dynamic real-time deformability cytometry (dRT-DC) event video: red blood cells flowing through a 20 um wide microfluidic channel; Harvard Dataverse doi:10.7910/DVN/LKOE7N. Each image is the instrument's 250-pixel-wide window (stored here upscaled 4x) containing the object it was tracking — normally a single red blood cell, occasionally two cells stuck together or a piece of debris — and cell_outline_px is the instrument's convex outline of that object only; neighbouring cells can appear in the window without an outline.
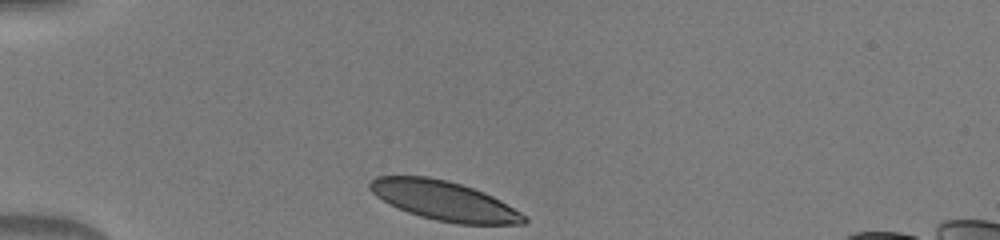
{"species": "human", "species_latin": "Homo sapiens", "temperature_condition": "warm", "stored_images_in_passage": 32, "camera_frame_rate_fps": 3000, "um_per_image_px": 0.085, "donor": {"sex": "male"}, "frame": {"image": 1, "passage_image": 1, "time_ms": 0.0, "image_size_px": [1000, 240], "cell_outline_px": [[528, 220], [524, 224], [456, 224], [436, 220], [420, 216], [408, 212], [388, 204], [376, 196], [368, 188], [368, 184], [376, 176], [428, 176], [448, 180], [484, 192], [500, 200], [520, 212]], "centroid_in_image_um": [37.72, 17.06], "position_along_channel_um": 47.3, "area_um2": 35.26}}
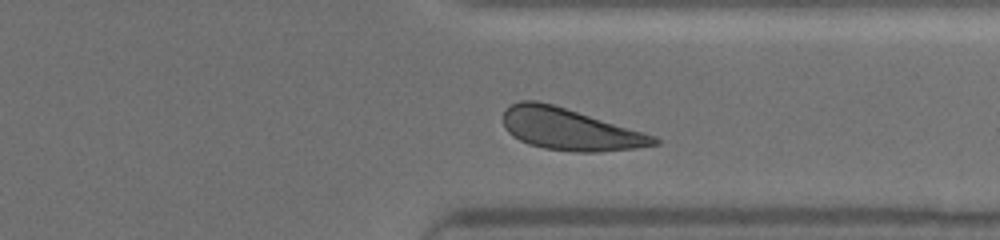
{"frame": {"image": 2, "passage_image": 27, "time_ms": 8.667, "image_size_px": [1000, 240], "cell_outline_px": [[660, 144], [636, 148], [596, 152], [576, 152], [544, 148], [528, 144], [512, 136], [504, 128], [504, 112], [512, 104], [520, 100], [536, 100], [552, 104], [656, 136], [660, 140]], "centroid_in_image_um": [48.42, 11.0], "position_along_channel_um": 363.0, "area_um2": 36.36}}